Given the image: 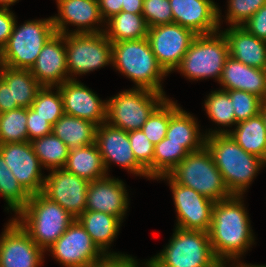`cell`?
<instances>
[{"instance_id": "obj_29", "label": "cell", "mask_w": 266, "mask_h": 267, "mask_svg": "<svg viewBox=\"0 0 266 267\" xmlns=\"http://www.w3.org/2000/svg\"><path fill=\"white\" fill-rule=\"evenodd\" d=\"M0 78L11 88L12 104L29 108L43 87L29 69L1 66Z\"/></svg>"}, {"instance_id": "obj_12", "label": "cell", "mask_w": 266, "mask_h": 267, "mask_svg": "<svg viewBox=\"0 0 266 267\" xmlns=\"http://www.w3.org/2000/svg\"><path fill=\"white\" fill-rule=\"evenodd\" d=\"M162 177V178H161ZM159 179L169 180L177 212V228L208 232L212 222L214 201L190 187L176 183L169 175Z\"/></svg>"}, {"instance_id": "obj_35", "label": "cell", "mask_w": 266, "mask_h": 267, "mask_svg": "<svg viewBox=\"0 0 266 267\" xmlns=\"http://www.w3.org/2000/svg\"><path fill=\"white\" fill-rule=\"evenodd\" d=\"M0 194L8 204L7 210L16 214L29 201L30 195L23 189L0 154Z\"/></svg>"}, {"instance_id": "obj_14", "label": "cell", "mask_w": 266, "mask_h": 267, "mask_svg": "<svg viewBox=\"0 0 266 267\" xmlns=\"http://www.w3.org/2000/svg\"><path fill=\"white\" fill-rule=\"evenodd\" d=\"M88 187L87 180L65 169H54L45 176L42 194L77 219L86 211Z\"/></svg>"}, {"instance_id": "obj_5", "label": "cell", "mask_w": 266, "mask_h": 267, "mask_svg": "<svg viewBox=\"0 0 266 267\" xmlns=\"http://www.w3.org/2000/svg\"><path fill=\"white\" fill-rule=\"evenodd\" d=\"M151 260L158 267H224L213 253L208 232L177 227L169 244Z\"/></svg>"}, {"instance_id": "obj_17", "label": "cell", "mask_w": 266, "mask_h": 267, "mask_svg": "<svg viewBox=\"0 0 266 267\" xmlns=\"http://www.w3.org/2000/svg\"><path fill=\"white\" fill-rule=\"evenodd\" d=\"M95 144L102 156L106 172L110 162L113 161L135 175L148 178L147 171L134 157L129 132L112 127L105 122L97 127Z\"/></svg>"}, {"instance_id": "obj_3", "label": "cell", "mask_w": 266, "mask_h": 267, "mask_svg": "<svg viewBox=\"0 0 266 267\" xmlns=\"http://www.w3.org/2000/svg\"><path fill=\"white\" fill-rule=\"evenodd\" d=\"M14 218L45 252L76 219L42 193L30 195L27 205Z\"/></svg>"}, {"instance_id": "obj_7", "label": "cell", "mask_w": 266, "mask_h": 267, "mask_svg": "<svg viewBox=\"0 0 266 267\" xmlns=\"http://www.w3.org/2000/svg\"><path fill=\"white\" fill-rule=\"evenodd\" d=\"M15 21L7 44L0 51V63L16 69H31L44 44L55 33L52 17L27 21L17 26Z\"/></svg>"}, {"instance_id": "obj_52", "label": "cell", "mask_w": 266, "mask_h": 267, "mask_svg": "<svg viewBox=\"0 0 266 267\" xmlns=\"http://www.w3.org/2000/svg\"><path fill=\"white\" fill-rule=\"evenodd\" d=\"M237 267H266V265L265 266L264 265H259L258 266V265H251V264L250 265L249 264L247 265V264L239 263V265Z\"/></svg>"}, {"instance_id": "obj_33", "label": "cell", "mask_w": 266, "mask_h": 267, "mask_svg": "<svg viewBox=\"0 0 266 267\" xmlns=\"http://www.w3.org/2000/svg\"><path fill=\"white\" fill-rule=\"evenodd\" d=\"M188 154L183 145L165 137L154 146L153 178L168 175Z\"/></svg>"}, {"instance_id": "obj_32", "label": "cell", "mask_w": 266, "mask_h": 267, "mask_svg": "<svg viewBox=\"0 0 266 267\" xmlns=\"http://www.w3.org/2000/svg\"><path fill=\"white\" fill-rule=\"evenodd\" d=\"M34 153L39 158L41 166L49 170L64 169L69 148L53 133L31 141Z\"/></svg>"}, {"instance_id": "obj_46", "label": "cell", "mask_w": 266, "mask_h": 267, "mask_svg": "<svg viewBox=\"0 0 266 267\" xmlns=\"http://www.w3.org/2000/svg\"><path fill=\"white\" fill-rule=\"evenodd\" d=\"M15 16L9 8L0 7V51L7 44L12 34Z\"/></svg>"}, {"instance_id": "obj_50", "label": "cell", "mask_w": 266, "mask_h": 267, "mask_svg": "<svg viewBox=\"0 0 266 267\" xmlns=\"http://www.w3.org/2000/svg\"><path fill=\"white\" fill-rule=\"evenodd\" d=\"M18 0H0V6L1 8H8L9 5H13Z\"/></svg>"}, {"instance_id": "obj_41", "label": "cell", "mask_w": 266, "mask_h": 267, "mask_svg": "<svg viewBox=\"0 0 266 267\" xmlns=\"http://www.w3.org/2000/svg\"><path fill=\"white\" fill-rule=\"evenodd\" d=\"M226 20L231 27H242L255 14L266 0H229Z\"/></svg>"}, {"instance_id": "obj_8", "label": "cell", "mask_w": 266, "mask_h": 267, "mask_svg": "<svg viewBox=\"0 0 266 267\" xmlns=\"http://www.w3.org/2000/svg\"><path fill=\"white\" fill-rule=\"evenodd\" d=\"M228 57V42L222 31L197 35L175 70L191 80L214 77L219 81Z\"/></svg>"}, {"instance_id": "obj_27", "label": "cell", "mask_w": 266, "mask_h": 267, "mask_svg": "<svg viewBox=\"0 0 266 267\" xmlns=\"http://www.w3.org/2000/svg\"><path fill=\"white\" fill-rule=\"evenodd\" d=\"M64 169L82 179L92 182L107 176L102 156L95 143L69 149Z\"/></svg>"}, {"instance_id": "obj_49", "label": "cell", "mask_w": 266, "mask_h": 267, "mask_svg": "<svg viewBox=\"0 0 266 267\" xmlns=\"http://www.w3.org/2000/svg\"><path fill=\"white\" fill-rule=\"evenodd\" d=\"M143 0H123L121 11L142 14Z\"/></svg>"}, {"instance_id": "obj_40", "label": "cell", "mask_w": 266, "mask_h": 267, "mask_svg": "<svg viewBox=\"0 0 266 267\" xmlns=\"http://www.w3.org/2000/svg\"><path fill=\"white\" fill-rule=\"evenodd\" d=\"M129 141L136 161L147 171L148 178L153 179L154 144L140 130L129 132Z\"/></svg>"}, {"instance_id": "obj_28", "label": "cell", "mask_w": 266, "mask_h": 267, "mask_svg": "<svg viewBox=\"0 0 266 267\" xmlns=\"http://www.w3.org/2000/svg\"><path fill=\"white\" fill-rule=\"evenodd\" d=\"M77 220L105 255L118 254L108 253L107 249L119 232L122 223L119 217L99 211H85Z\"/></svg>"}, {"instance_id": "obj_6", "label": "cell", "mask_w": 266, "mask_h": 267, "mask_svg": "<svg viewBox=\"0 0 266 267\" xmlns=\"http://www.w3.org/2000/svg\"><path fill=\"white\" fill-rule=\"evenodd\" d=\"M168 175L176 183L190 187L214 202L232 196L205 146L199 151L189 153Z\"/></svg>"}, {"instance_id": "obj_4", "label": "cell", "mask_w": 266, "mask_h": 267, "mask_svg": "<svg viewBox=\"0 0 266 267\" xmlns=\"http://www.w3.org/2000/svg\"><path fill=\"white\" fill-rule=\"evenodd\" d=\"M112 64L136 85L164 94L161 79L167 73L158 64L148 38L124 40L112 43Z\"/></svg>"}, {"instance_id": "obj_2", "label": "cell", "mask_w": 266, "mask_h": 267, "mask_svg": "<svg viewBox=\"0 0 266 267\" xmlns=\"http://www.w3.org/2000/svg\"><path fill=\"white\" fill-rule=\"evenodd\" d=\"M205 147L231 195L242 196L266 164L258 156L245 152L229 134L205 136Z\"/></svg>"}, {"instance_id": "obj_43", "label": "cell", "mask_w": 266, "mask_h": 267, "mask_svg": "<svg viewBox=\"0 0 266 267\" xmlns=\"http://www.w3.org/2000/svg\"><path fill=\"white\" fill-rule=\"evenodd\" d=\"M26 127L29 142L52 133V125L31 107L27 108Z\"/></svg>"}, {"instance_id": "obj_45", "label": "cell", "mask_w": 266, "mask_h": 267, "mask_svg": "<svg viewBox=\"0 0 266 267\" xmlns=\"http://www.w3.org/2000/svg\"><path fill=\"white\" fill-rule=\"evenodd\" d=\"M138 262L129 255L107 254L88 267H138Z\"/></svg>"}, {"instance_id": "obj_39", "label": "cell", "mask_w": 266, "mask_h": 267, "mask_svg": "<svg viewBox=\"0 0 266 267\" xmlns=\"http://www.w3.org/2000/svg\"><path fill=\"white\" fill-rule=\"evenodd\" d=\"M234 107L236 124L260 113L263 100L258 96L241 90H226Z\"/></svg>"}, {"instance_id": "obj_51", "label": "cell", "mask_w": 266, "mask_h": 267, "mask_svg": "<svg viewBox=\"0 0 266 267\" xmlns=\"http://www.w3.org/2000/svg\"><path fill=\"white\" fill-rule=\"evenodd\" d=\"M260 113L264 118L265 126H266V101H263L261 108H260Z\"/></svg>"}, {"instance_id": "obj_42", "label": "cell", "mask_w": 266, "mask_h": 267, "mask_svg": "<svg viewBox=\"0 0 266 267\" xmlns=\"http://www.w3.org/2000/svg\"><path fill=\"white\" fill-rule=\"evenodd\" d=\"M142 15L148 28L173 23L169 0H143Z\"/></svg>"}, {"instance_id": "obj_18", "label": "cell", "mask_w": 266, "mask_h": 267, "mask_svg": "<svg viewBox=\"0 0 266 267\" xmlns=\"http://www.w3.org/2000/svg\"><path fill=\"white\" fill-rule=\"evenodd\" d=\"M173 23L192 30L196 35L219 32L220 10L213 0H169Z\"/></svg>"}, {"instance_id": "obj_19", "label": "cell", "mask_w": 266, "mask_h": 267, "mask_svg": "<svg viewBox=\"0 0 266 267\" xmlns=\"http://www.w3.org/2000/svg\"><path fill=\"white\" fill-rule=\"evenodd\" d=\"M64 114L101 125L107 121V101H102L91 89L79 81L68 80L58 86Z\"/></svg>"}, {"instance_id": "obj_11", "label": "cell", "mask_w": 266, "mask_h": 267, "mask_svg": "<svg viewBox=\"0 0 266 267\" xmlns=\"http://www.w3.org/2000/svg\"><path fill=\"white\" fill-rule=\"evenodd\" d=\"M197 35L179 24H165L148 28L147 38L158 64L169 74L181 63Z\"/></svg>"}, {"instance_id": "obj_47", "label": "cell", "mask_w": 266, "mask_h": 267, "mask_svg": "<svg viewBox=\"0 0 266 267\" xmlns=\"http://www.w3.org/2000/svg\"><path fill=\"white\" fill-rule=\"evenodd\" d=\"M123 0H98L100 13L103 20H107L116 14H119L122 9Z\"/></svg>"}, {"instance_id": "obj_34", "label": "cell", "mask_w": 266, "mask_h": 267, "mask_svg": "<svg viewBox=\"0 0 266 267\" xmlns=\"http://www.w3.org/2000/svg\"><path fill=\"white\" fill-rule=\"evenodd\" d=\"M27 108L0 113V144L28 141Z\"/></svg>"}, {"instance_id": "obj_15", "label": "cell", "mask_w": 266, "mask_h": 267, "mask_svg": "<svg viewBox=\"0 0 266 267\" xmlns=\"http://www.w3.org/2000/svg\"><path fill=\"white\" fill-rule=\"evenodd\" d=\"M0 154L18 183L29 194L42 193L45 177L31 142L0 144Z\"/></svg>"}, {"instance_id": "obj_23", "label": "cell", "mask_w": 266, "mask_h": 267, "mask_svg": "<svg viewBox=\"0 0 266 267\" xmlns=\"http://www.w3.org/2000/svg\"><path fill=\"white\" fill-rule=\"evenodd\" d=\"M221 90H241L252 93L266 101V71L247 66L229 56L218 81Z\"/></svg>"}, {"instance_id": "obj_16", "label": "cell", "mask_w": 266, "mask_h": 267, "mask_svg": "<svg viewBox=\"0 0 266 267\" xmlns=\"http://www.w3.org/2000/svg\"><path fill=\"white\" fill-rule=\"evenodd\" d=\"M0 236V267H39L44 251L13 218Z\"/></svg>"}, {"instance_id": "obj_9", "label": "cell", "mask_w": 266, "mask_h": 267, "mask_svg": "<svg viewBox=\"0 0 266 267\" xmlns=\"http://www.w3.org/2000/svg\"><path fill=\"white\" fill-rule=\"evenodd\" d=\"M166 99L164 94L135 88L107 100V123L130 132L140 130L152 112Z\"/></svg>"}, {"instance_id": "obj_37", "label": "cell", "mask_w": 266, "mask_h": 267, "mask_svg": "<svg viewBox=\"0 0 266 267\" xmlns=\"http://www.w3.org/2000/svg\"><path fill=\"white\" fill-rule=\"evenodd\" d=\"M52 88L53 87L43 86L38 91L31 108L53 126L54 123L64 115V110L59 87H56V93L52 92Z\"/></svg>"}, {"instance_id": "obj_21", "label": "cell", "mask_w": 266, "mask_h": 267, "mask_svg": "<svg viewBox=\"0 0 266 267\" xmlns=\"http://www.w3.org/2000/svg\"><path fill=\"white\" fill-rule=\"evenodd\" d=\"M58 15L52 17L55 31L68 34L67 24H73L78 29L73 33H99L104 30L93 25L105 22L101 16L98 0H56ZM66 25V26H65ZM100 29V30H99Z\"/></svg>"}, {"instance_id": "obj_26", "label": "cell", "mask_w": 266, "mask_h": 267, "mask_svg": "<svg viewBox=\"0 0 266 267\" xmlns=\"http://www.w3.org/2000/svg\"><path fill=\"white\" fill-rule=\"evenodd\" d=\"M214 134H229L245 152L258 156L266 162V126L261 113L238 122L234 131L223 128V130L209 131L205 136Z\"/></svg>"}, {"instance_id": "obj_22", "label": "cell", "mask_w": 266, "mask_h": 267, "mask_svg": "<svg viewBox=\"0 0 266 267\" xmlns=\"http://www.w3.org/2000/svg\"><path fill=\"white\" fill-rule=\"evenodd\" d=\"M122 180L105 176L89 182L86 198V211H99L123 220L129 201Z\"/></svg>"}, {"instance_id": "obj_36", "label": "cell", "mask_w": 266, "mask_h": 267, "mask_svg": "<svg viewBox=\"0 0 266 267\" xmlns=\"http://www.w3.org/2000/svg\"><path fill=\"white\" fill-rule=\"evenodd\" d=\"M205 100L208 117L221 126L236 124V118L229 93L225 90L212 91Z\"/></svg>"}, {"instance_id": "obj_44", "label": "cell", "mask_w": 266, "mask_h": 267, "mask_svg": "<svg viewBox=\"0 0 266 267\" xmlns=\"http://www.w3.org/2000/svg\"><path fill=\"white\" fill-rule=\"evenodd\" d=\"M242 27L258 39L266 41V4L253 14Z\"/></svg>"}, {"instance_id": "obj_48", "label": "cell", "mask_w": 266, "mask_h": 267, "mask_svg": "<svg viewBox=\"0 0 266 267\" xmlns=\"http://www.w3.org/2000/svg\"><path fill=\"white\" fill-rule=\"evenodd\" d=\"M17 108V104H12L11 88L0 78V113Z\"/></svg>"}, {"instance_id": "obj_30", "label": "cell", "mask_w": 266, "mask_h": 267, "mask_svg": "<svg viewBox=\"0 0 266 267\" xmlns=\"http://www.w3.org/2000/svg\"><path fill=\"white\" fill-rule=\"evenodd\" d=\"M97 127L90 121L64 114L52 126V133L72 149L95 143Z\"/></svg>"}, {"instance_id": "obj_53", "label": "cell", "mask_w": 266, "mask_h": 267, "mask_svg": "<svg viewBox=\"0 0 266 267\" xmlns=\"http://www.w3.org/2000/svg\"><path fill=\"white\" fill-rule=\"evenodd\" d=\"M144 267H158L151 259L145 263Z\"/></svg>"}, {"instance_id": "obj_25", "label": "cell", "mask_w": 266, "mask_h": 267, "mask_svg": "<svg viewBox=\"0 0 266 267\" xmlns=\"http://www.w3.org/2000/svg\"><path fill=\"white\" fill-rule=\"evenodd\" d=\"M195 119L170 100V119L166 138L170 142L183 145L189 153L201 150L205 146V135L199 132V125Z\"/></svg>"}, {"instance_id": "obj_10", "label": "cell", "mask_w": 266, "mask_h": 267, "mask_svg": "<svg viewBox=\"0 0 266 267\" xmlns=\"http://www.w3.org/2000/svg\"><path fill=\"white\" fill-rule=\"evenodd\" d=\"M64 42L68 75L72 77L112 65V42L104 32H70L64 35Z\"/></svg>"}, {"instance_id": "obj_1", "label": "cell", "mask_w": 266, "mask_h": 267, "mask_svg": "<svg viewBox=\"0 0 266 267\" xmlns=\"http://www.w3.org/2000/svg\"><path fill=\"white\" fill-rule=\"evenodd\" d=\"M242 199V196L232 195L226 200L216 201L213 206L208 234L213 253L224 267L231 260H237V267L240 256L254 243Z\"/></svg>"}, {"instance_id": "obj_20", "label": "cell", "mask_w": 266, "mask_h": 267, "mask_svg": "<svg viewBox=\"0 0 266 267\" xmlns=\"http://www.w3.org/2000/svg\"><path fill=\"white\" fill-rule=\"evenodd\" d=\"M30 72L42 86L58 87L74 78L67 76L64 34L55 33L44 44Z\"/></svg>"}, {"instance_id": "obj_13", "label": "cell", "mask_w": 266, "mask_h": 267, "mask_svg": "<svg viewBox=\"0 0 266 267\" xmlns=\"http://www.w3.org/2000/svg\"><path fill=\"white\" fill-rule=\"evenodd\" d=\"M48 250L64 267H88L105 255L77 219Z\"/></svg>"}, {"instance_id": "obj_31", "label": "cell", "mask_w": 266, "mask_h": 267, "mask_svg": "<svg viewBox=\"0 0 266 267\" xmlns=\"http://www.w3.org/2000/svg\"><path fill=\"white\" fill-rule=\"evenodd\" d=\"M106 21L104 33L112 43L147 38L148 26L142 14L121 11Z\"/></svg>"}, {"instance_id": "obj_24", "label": "cell", "mask_w": 266, "mask_h": 267, "mask_svg": "<svg viewBox=\"0 0 266 267\" xmlns=\"http://www.w3.org/2000/svg\"><path fill=\"white\" fill-rule=\"evenodd\" d=\"M222 33L228 42L229 56L247 66L266 69V41L243 27H229Z\"/></svg>"}, {"instance_id": "obj_38", "label": "cell", "mask_w": 266, "mask_h": 267, "mask_svg": "<svg viewBox=\"0 0 266 267\" xmlns=\"http://www.w3.org/2000/svg\"><path fill=\"white\" fill-rule=\"evenodd\" d=\"M170 119V100L166 98L148 117L141 130L156 145L166 137Z\"/></svg>"}]
</instances>
